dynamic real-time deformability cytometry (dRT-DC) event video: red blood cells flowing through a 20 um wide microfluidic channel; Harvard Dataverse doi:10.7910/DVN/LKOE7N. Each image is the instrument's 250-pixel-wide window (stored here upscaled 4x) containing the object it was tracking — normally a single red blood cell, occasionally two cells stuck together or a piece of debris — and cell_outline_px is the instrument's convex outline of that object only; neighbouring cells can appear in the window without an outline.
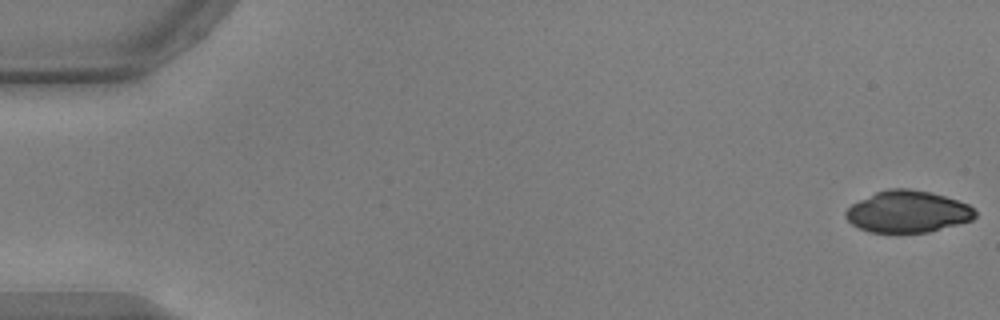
{"species": "common noctule bat (a hibernating species)", "species_latin": "Nyctalus noctula", "temperature_condition": "warm", "stored_images_in_passage": 53, "camera_frame_rate_fps": 3000, "um_per_image_px": 0.085, "animal": {"sex": "male", "body_mass_g": 17.9, "forearm_length_mm": 54.2}, "frame": {"image": 1, "passage_image": 1, "time_ms": 0.0, "image_size_px": [1000, 320], "cell_outline_px": [[976, 216], [972, 220], [928, 232], [868, 232], [852, 224], [844, 216], [844, 212], [852, 204], [876, 192], [888, 188], [908, 188], [932, 192], [968, 204], [976, 212]], "centroid_in_image_um": [77.14, 17.98], "position_along_channel_um": 7.9, "area_um2": 31.33}}